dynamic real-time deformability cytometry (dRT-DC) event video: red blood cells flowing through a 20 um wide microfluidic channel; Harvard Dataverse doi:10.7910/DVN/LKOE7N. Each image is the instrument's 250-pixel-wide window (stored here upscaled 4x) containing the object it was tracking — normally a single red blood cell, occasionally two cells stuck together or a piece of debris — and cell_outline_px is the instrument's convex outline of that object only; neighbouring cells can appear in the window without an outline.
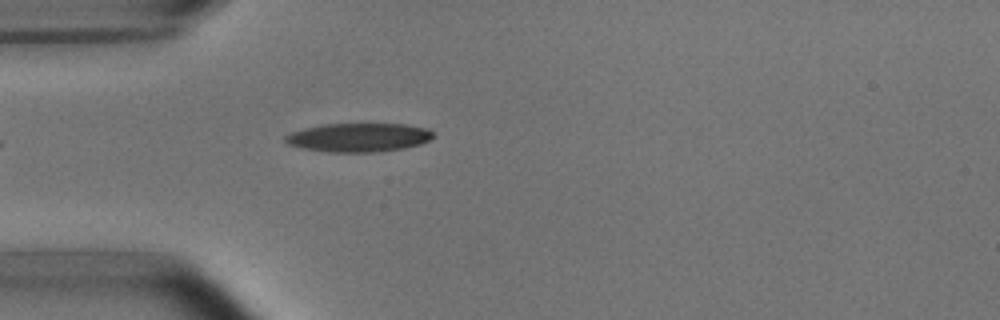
{"species": "common noctule bat (a hibernating species)", "species_latin": "Nyctalus noctula", "temperature_condition": "room temperature", "stored_images_in_passage": 1, "camera_frame_rate_fps": 3000, "um_per_image_px": 0.085, "animal": {"sex": "male", "body_mass_g": 15.6}, "frame": {"image": 1, "passage_image": 1, "time_ms": 0.0, "image_size_px": [1000, 320], "cell_outline_px": [[436, 136], [420, 144], [404, 148], [380, 152], [328, 152], [304, 148], [288, 144], [284, 140], [284, 136], [292, 132], [304, 128], [324, 124], [404, 124], [428, 128]], "centroid_in_image_um": [30.51, 11.68], "position_along_channel_um": 54.5, "area_um2": 24.8}}